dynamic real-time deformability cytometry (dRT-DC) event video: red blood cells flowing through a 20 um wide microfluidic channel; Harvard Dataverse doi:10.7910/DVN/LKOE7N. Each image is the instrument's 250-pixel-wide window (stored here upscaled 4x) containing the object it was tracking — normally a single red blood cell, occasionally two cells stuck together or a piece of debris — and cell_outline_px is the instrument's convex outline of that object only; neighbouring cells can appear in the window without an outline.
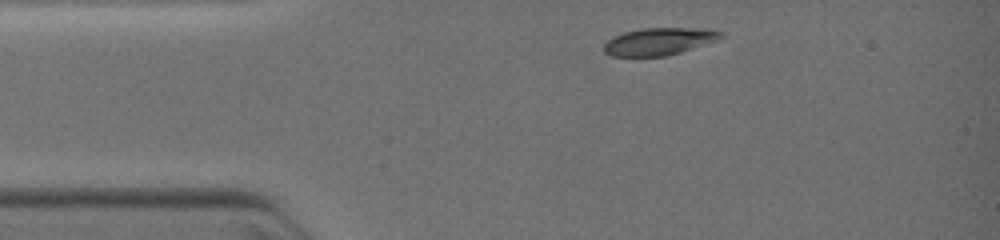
{"species": "common noctule bat (a hibernating species)", "species_latin": "Nyctalus noctula", "temperature_condition": "warm", "stored_images_in_passage": 2, "camera_frame_rate_fps": 3000, "um_per_image_px": 0.085, "animal": {"sex": "female", "body_mass_g": 19.0, "forearm_length_mm": 51.5}, "frame": {"image": 1, "passage_image": 1, "time_ms": 0.0, "image_size_px": [1000, 240], "cell_outline_px": [[724, 36], [716, 40], [668, 56], [612, 56], [604, 52], [604, 44], [612, 36], [624, 32], [644, 28], [712, 28], [724, 32]], "centroid_in_image_um": [56.04, 3.51], "position_along_channel_um": 29.0, "area_um2": 18.67}}